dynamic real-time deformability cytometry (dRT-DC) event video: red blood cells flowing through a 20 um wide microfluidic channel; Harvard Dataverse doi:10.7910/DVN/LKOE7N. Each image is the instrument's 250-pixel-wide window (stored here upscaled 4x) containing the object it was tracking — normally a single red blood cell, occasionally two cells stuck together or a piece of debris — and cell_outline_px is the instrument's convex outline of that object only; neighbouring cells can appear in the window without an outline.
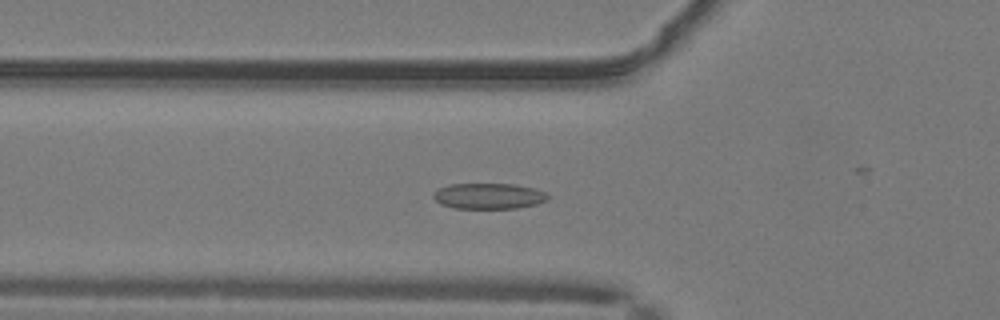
{"species": "common noctule bat (a hibernating species)", "species_latin": "Nyctalus noctula", "temperature_condition": "warm", "stored_images_in_passage": 48, "camera_frame_rate_fps": 3000, "um_per_image_px": 0.085, "animal": {"sex": "male", "body_mass_g": 19.2, "forearm_length_mm": 51.8}, "frame": {"image": 1, "passage_image": 15, "time_ms": 4.667, "image_size_px": [1000, 320], "cell_outline_px": [[548, 200], [536, 204], [516, 208], [452, 208], [440, 204], [432, 196], [432, 192], [448, 184], [516, 184], [532, 188], [544, 192], [548, 196]], "centroid_in_image_um": [41.5, 16.66], "position_along_channel_um": 84.3, "area_um2": 17.17}}
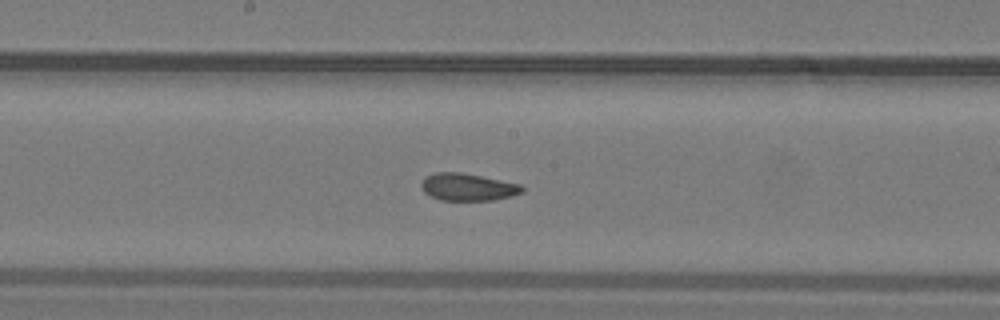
{"frame": {"image": 2, "passage_image": 24, "time_ms": 7.667, "image_size_px": [1000, 320], "cell_outline_px": [[524, 192], [512, 196], [492, 200], [440, 200], [424, 192], [420, 184], [424, 176], [436, 172], [460, 172], [520, 184], [524, 188]], "centroid_in_image_um": [39.75, 15.89], "position_along_channel_um": 208.5, "area_um2": 16.01}}
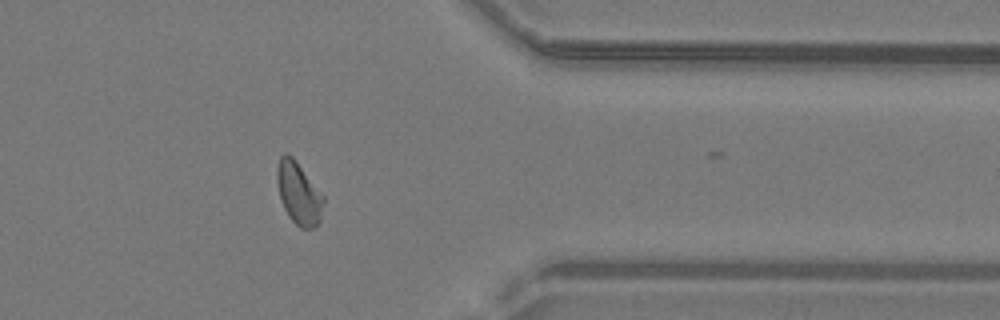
{"frame": {"image": 3, "passage_image": 38, "time_ms": 12.333, "image_size_px": [1000, 320], "cell_outline_px": [[324, 204], [320, 220], [316, 228], [300, 228], [288, 216], [284, 208], [280, 196], [276, 180], [276, 168], [280, 156], [284, 152], [288, 152], [296, 160], [324, 196]], "centroid_in_image_um": [25.39, 16.41], "position_along_channel_um": 386.0, "area_um2": 17.05}, "authors_computed_cell_mechanics": {"area_um2": 16.7042, "velocity_mm_per_s": 4.1154, "shape_relaxation_time_tau1_ms": null, "shape_relaxation_time_tau2_ms": 1.2247, "deformation_change_tau1": null, "deformation_change_tau2": 0.0705}}